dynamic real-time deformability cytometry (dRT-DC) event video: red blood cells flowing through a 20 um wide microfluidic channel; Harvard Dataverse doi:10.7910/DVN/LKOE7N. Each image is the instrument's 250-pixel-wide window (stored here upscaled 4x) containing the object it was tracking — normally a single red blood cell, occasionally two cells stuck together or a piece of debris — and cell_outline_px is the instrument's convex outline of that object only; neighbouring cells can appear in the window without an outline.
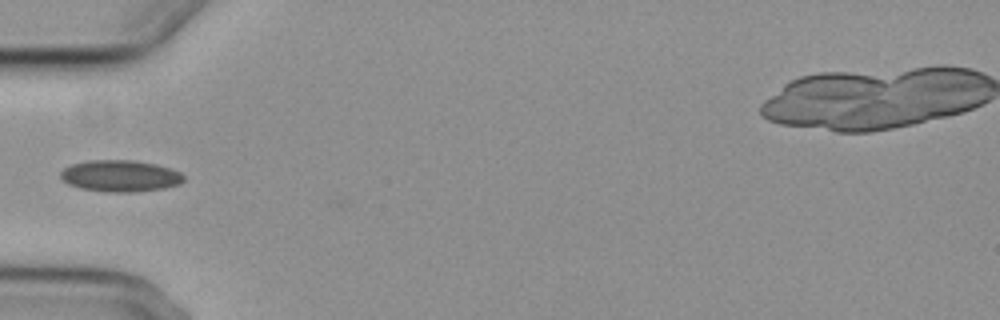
{"species": "common noctule bat (a hibernating species)", "species_latin": "Nyctalus noctula", "temperature_condition": "cold", "stored_images_in_passage": 5, "camera_frame_rate_fps": 3000, "um_per_image_px": 0.085, "animal": {"sex": "female", "body_mass_g": 29.2, "forearm_length_mm": 56.3}, "frame": {"image": 1, "passage_image": 5, "time_ms": 5.667, "image_size_px": [1000, 320], "cell_outline_px": [[184, 180], [180, 184], [164, 188], [136, 192], [108, 192], [80, 188], [68, 184], [60, 176], [60, 172], [64, 168], [72, 164], [88, 160], [132, 160], [156, 164], [180, 172], [184, 176]], "centroid_in_image_um": [10.22, 14.95], "position_along_channel_um": 74.8, "area_um2": 22.66}}